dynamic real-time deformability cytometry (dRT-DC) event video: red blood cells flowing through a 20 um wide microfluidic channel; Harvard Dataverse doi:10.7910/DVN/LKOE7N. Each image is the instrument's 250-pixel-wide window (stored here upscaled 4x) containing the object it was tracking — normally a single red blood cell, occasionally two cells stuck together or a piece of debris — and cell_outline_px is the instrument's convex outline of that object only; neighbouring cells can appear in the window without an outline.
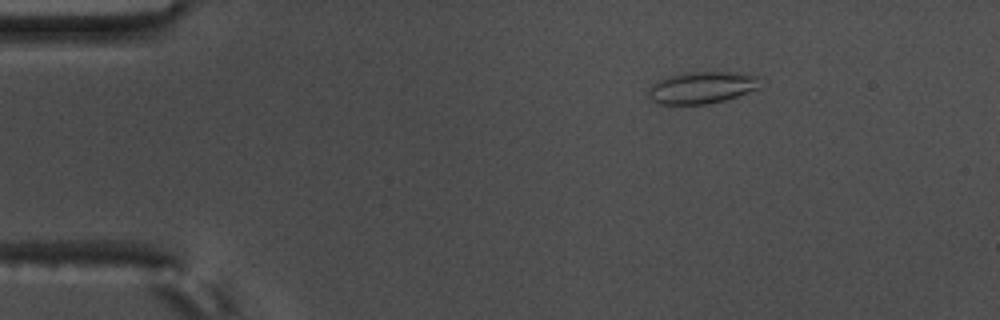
{"species": "common noctule bat (a hibernating species)", "species_latin": "Nyctalus noctula", "temperature_condition": "warm", "stored_images_in_passage": 43, "camera_frame_rate_fps": 3000, "um_per_image_px": 0.085, "animal": {"sex": "male", "body_mass_g": 17.5, "forearm_length_mm": 52.3}, "frame": {"image": 1, "passage_image": 2, "time_ms": 0.333, "image_size_px": [1000, 320], "cell_outline_px": [[760, 88], [724, 100], [704, 104], [660, 104], [652, 100], [648, 96], [648, 88], [652, 84], [660, 80], [684, 72], [740, 72], [756, 76]], "centroid_in_image_um": [59.64, 7.44], "position_along_channel_um": 25.4, "area_um2": 20.52}}
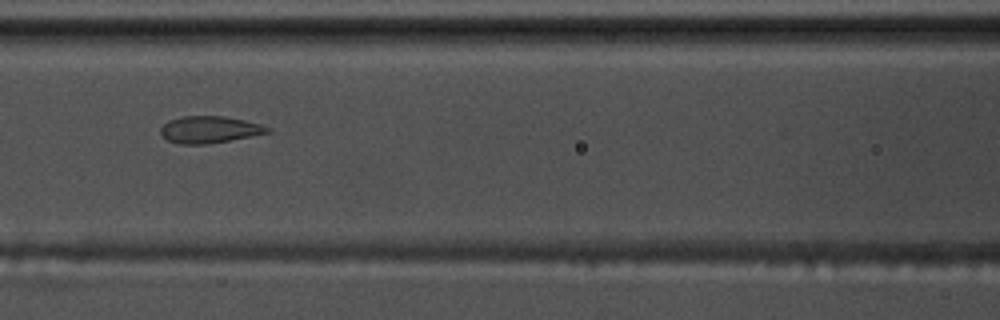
{"frame": {"image": 2, "passage_image": 18, "time_ms": 5.667, "image_size_px": [1000, 320], "cell_outline_px": [[272, 132], [252, 136], [208, 144], [180, 144], [168, 140], [160, 136], [160, 128], [168, 120], [184, 116], [224, 116], [244, 120], [260, 124], [272, 128]], "centroid_in_image_um": [17.81, 11.02], "position_along_channel_um": 148.8, "area_um2": 16.88}}
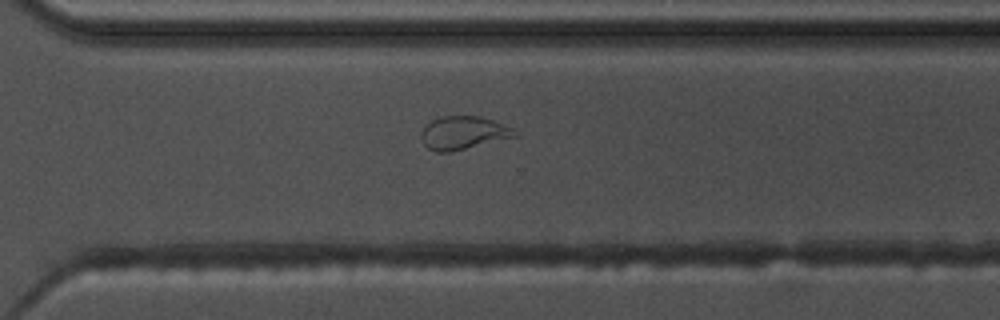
{"frame": {"image": 3, "passage_image": 33, "time_ms": 10.667, "image_size_px": [1000, 320], "cell_outline_px": [[516, 136], [452, 152], [436, 152], [428, 148], [420, 140], [420, 132], [432, 120], [444, 116], [480, 116], [492, 120], [512, 128], [516, 132]], "centroid_in_image_um": [39.33, 11.3], "position_along_channel_um": 331.3, "area_um2": 17.92}, "authors_computed_cell_mechanics": {"area_um2": 17.051, "velocity_mm_per_s": 3.6572, "shape_relaxation_time_tau1_ms": null, "shape_relaxation_time_tau2_ms": 1.0602, "deformation_change_tau1": null, "deformation_change_tau2": 0.0797}}